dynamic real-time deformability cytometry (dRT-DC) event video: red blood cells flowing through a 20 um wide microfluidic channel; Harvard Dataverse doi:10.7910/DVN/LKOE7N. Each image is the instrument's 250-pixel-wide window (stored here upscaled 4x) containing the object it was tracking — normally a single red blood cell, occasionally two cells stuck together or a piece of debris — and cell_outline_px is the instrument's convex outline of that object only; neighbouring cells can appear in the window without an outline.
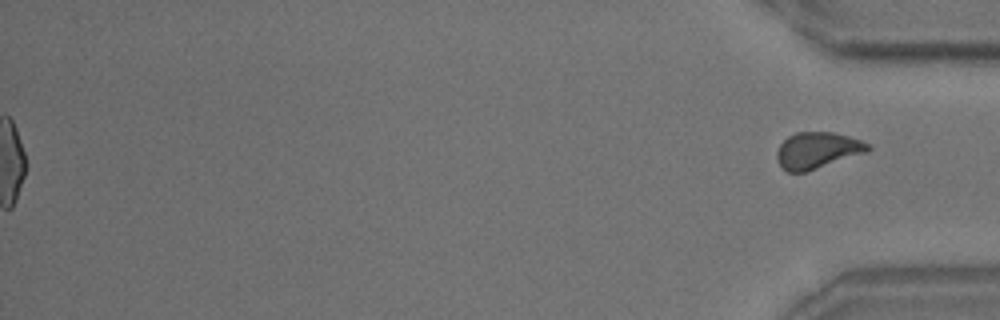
{"species": "common noctule bat (a hibernating species)", "species_latin": "Nyctalus noctula", "temperature_condition": "room temperature", "stored_images_in_passage": 50, "segment_of_instrument_passage": [2, 2], "camera_frame_rate_fps": 3000, "um_per_image_px": 0.085, "animal": {"sex": "male", "body_mass_g": 18.8}, "frame": {"image": 1, "passage_image": 50, "time_ms": 16.333, "image_size_px": [1000, 320], "cell_outline_px": [[872, 148], [868, 152], [804, 172], [788, 172], [780, 168], [776, 156], [776, 152], [780, 144], [788, 136], [796, 132], [832, 132], [848, 136], [860, 140], [868, 144]], "centroid_in_image_um": [69.45, 12.78], "position_along_channel_um": 365.8, "area_um2": 19.31}}